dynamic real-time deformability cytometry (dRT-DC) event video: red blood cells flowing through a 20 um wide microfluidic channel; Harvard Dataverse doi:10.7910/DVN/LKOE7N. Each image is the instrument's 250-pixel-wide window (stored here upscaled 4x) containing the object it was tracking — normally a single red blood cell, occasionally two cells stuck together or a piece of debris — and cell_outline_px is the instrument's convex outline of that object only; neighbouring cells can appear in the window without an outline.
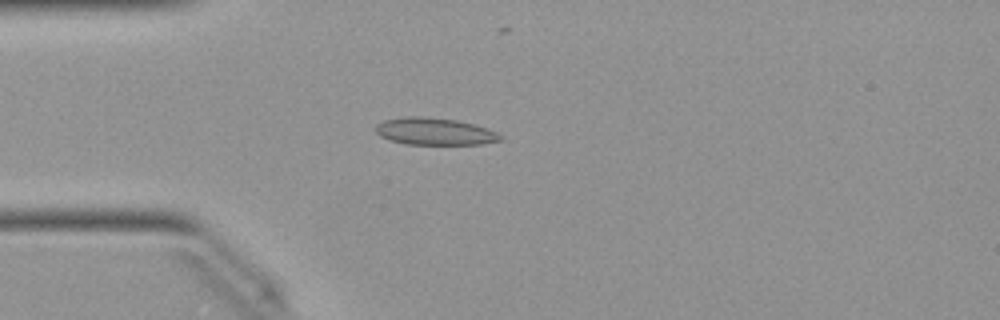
{"species": "Egyptian fruit bat (a non-hibernating species)", "species_latin": "Rousettus aegyptiacus", "temperature_condition": "warm", "stored_images_in_passage": 50, "camera_frame_rate_fps": 3000, "um_per_image_px": 0.085, "animal": {"sex": "female"}, "frame": {"image": 1, "passage_image": 13, "time_ms": 4.0, "image_size_px": [1000, 320], "cell_outline_px": [[504, 140], [480, 144], [408, 144], [388, 140], [380, 136], [376, 132], [376, 124], [384, 120], [408, 116], [420, 116], [456, 120], [488, 128], [504, 136]], "centroid_in_image_um": [36.96, 11.18], "position_along_channel_um": 48.0, "area_um2": 19.71}}
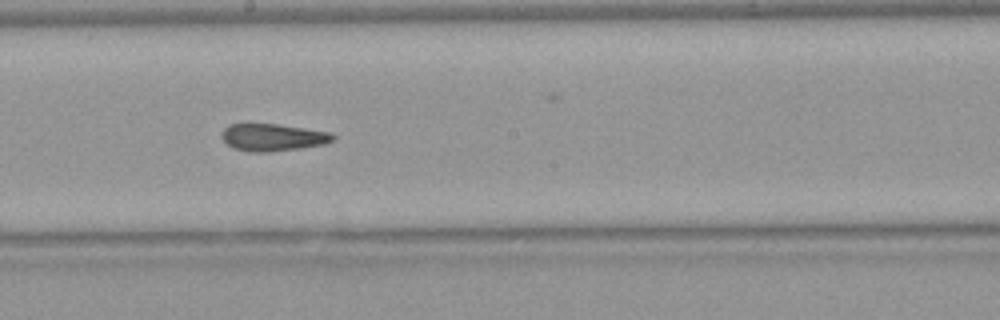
{"frame": {"image": 2, "passage_image": 27, "time_ms": 8.667, "image_size_px": [1000, 320], "cell_outline_px": [[336, 136], [332, 140], [324, 144], [300, 148], [268, 152], [248, 152], [232, 148], [220, 136], [224, 128], [228, 124], [244, 120], [248, 120], [332, 132]], "centroid_in_image_um": [23.09, 11.62], "position_along_channel_um": 225.1, "area_um2": 18.44}}
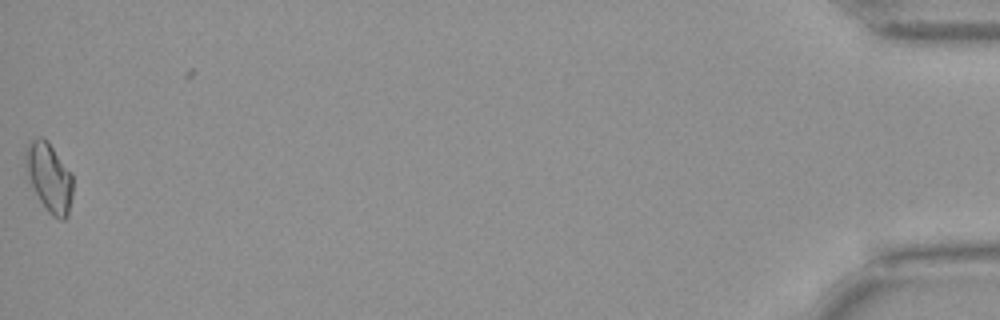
{"frame": {"image": 3, "passage_image": 50, "time_ms": 16.333, "image_size_px": [1000, 320], "cell_outline_px": [[72, 196], [68, 216], [64, 220], [60, 220], [52, 216], [48, 212], [40, 200], [28, 180], [24, 160], [24, 148], [32, 140], [40, 136], [48, 140], [72, 172]], "centroid_in_image_um": [4.17, 15.05], "position_along_channel_um": 431.0, "area_um2": 19.36}, "authors_computed_cell_mechanics": {"area_um2": 18.2648, "velocity_mm_per_s": 4.0353, "shape_relaxation_time_tau1_ms": 8.7882, "shape_relaxation_time_tau2_ms": 1.9513, "deformation_change_tau1": 0.1968, "deformation_change_tau2": 0.1045}}